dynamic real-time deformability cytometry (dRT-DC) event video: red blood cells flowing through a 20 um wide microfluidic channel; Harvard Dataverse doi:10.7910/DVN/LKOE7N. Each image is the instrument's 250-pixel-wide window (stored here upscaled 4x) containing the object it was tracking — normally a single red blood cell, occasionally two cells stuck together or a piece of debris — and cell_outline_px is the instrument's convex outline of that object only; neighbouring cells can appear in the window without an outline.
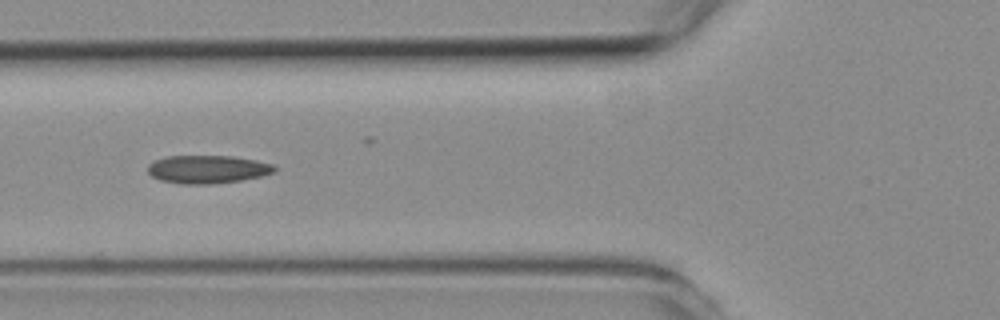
{"species": "common noctule bat (a hibernating species)", "species_latin": "Nyctalus noctula", "temperature_condition": "room temperature", "stored_images_in_passage": 8, "camera_frame_rate_fps": 3000, "um_per_image_px": 0.085, "animal": {"sex": "female", "body_mass_g": 19.3, "forearm_length_mm": 54.1}, "frame": {"image": 1, "passage_image": 5, "time_ms": 6.0, "image_size_px": [1000, 320], "cell_outline_px": [[276, 172], [260, 176], [240, 180], [212, 184], [180, 184], [160, 180], [152, 176], [148, 172], [148, 164], [156, 160], [168, 156], [232, 156], [256, 160], [276, 164]], "centroid_in_image_um": [17.67, 14.39], "position_along_channel_um": 108.1, "area_um2": 20.81}}
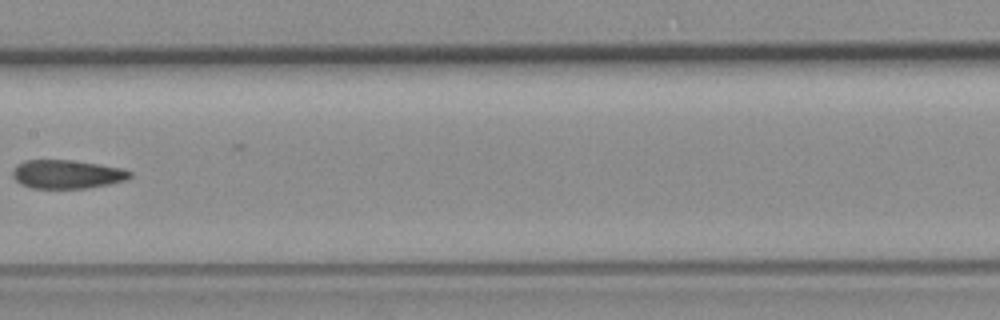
{"frame": {"image": 2, "passage_image": 7, "time_ms": 8.333, "image_size_px": [1000, 320], "cell_outline_px": [[132, 176], [128, 180], [88, 188], [32, 188], [20, 184], [12, 176], [12, 168], [16, 164], [24, 160], [68, 160], [124, 168], [132, 172]], "centroid_in_image_um": [5.68, 14.81], "position_along_channel_um": 201.7, "area_um2": 19.71}}
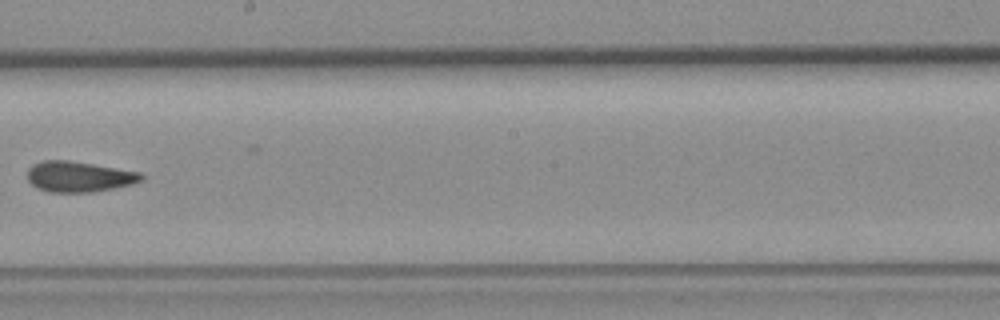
{"frame": {"image": 3, "passage_image": 8, "time_ms": 9.333, "image_size_px": [1000, 320], "cell_outline_px": [[144, 180], [132, 184], [92, 192], [48, 192], [32, 184], [28, 180], [28, 168], [32, 164], [44, 160], [68, 160], [140, 172], [144, 176]], "centroid_in_image_um": [6.71, 15.01], "position_along_channel_um": 241.5, "area_um2": 20.17}}